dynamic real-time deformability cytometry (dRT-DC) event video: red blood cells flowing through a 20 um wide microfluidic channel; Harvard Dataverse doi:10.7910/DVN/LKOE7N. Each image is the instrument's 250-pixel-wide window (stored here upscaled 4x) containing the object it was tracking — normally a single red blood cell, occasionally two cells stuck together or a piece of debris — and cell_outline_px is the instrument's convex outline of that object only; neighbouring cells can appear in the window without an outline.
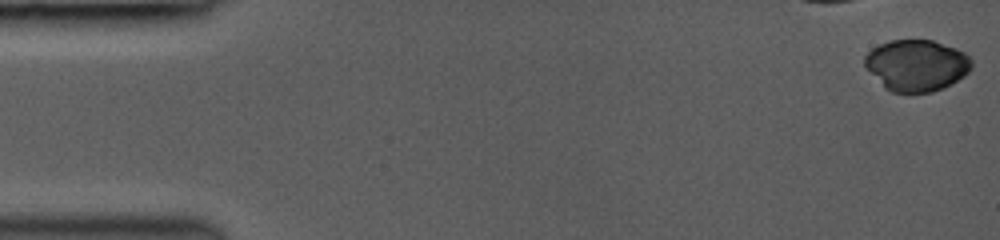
{"species": "common noctule bat (a hibernating species)", "species_latin": "Nyctalus noctula", "temperature_condition": "room temperature", "stored_images_in_passage": 37, "camera_frame_rate_fps": 3000, "um_per_image_px": 0.085, "animal": {"sex": "female", "body_mass_g": 19.0, "forearm_length_mm": 53.3}, "frame": {"image": 1, "passage_image": 1, "time_ms": 0.0, "image_size_px": [1000, 240], "cell_outline_px": [[972, 68], [964, 76], [952, 84], [944, 88], [932, 92], [892, 92], [884, 88], [864, 64], [864, 56], [872, 48], [880, 44], [892, 40], [932, 40], [956, 48], [964, 52], [972, 60]], "centroid_in_image_um": [77.92, 5.55], "position_along_channel_um": 7.1, "area_um2": 32.02}}